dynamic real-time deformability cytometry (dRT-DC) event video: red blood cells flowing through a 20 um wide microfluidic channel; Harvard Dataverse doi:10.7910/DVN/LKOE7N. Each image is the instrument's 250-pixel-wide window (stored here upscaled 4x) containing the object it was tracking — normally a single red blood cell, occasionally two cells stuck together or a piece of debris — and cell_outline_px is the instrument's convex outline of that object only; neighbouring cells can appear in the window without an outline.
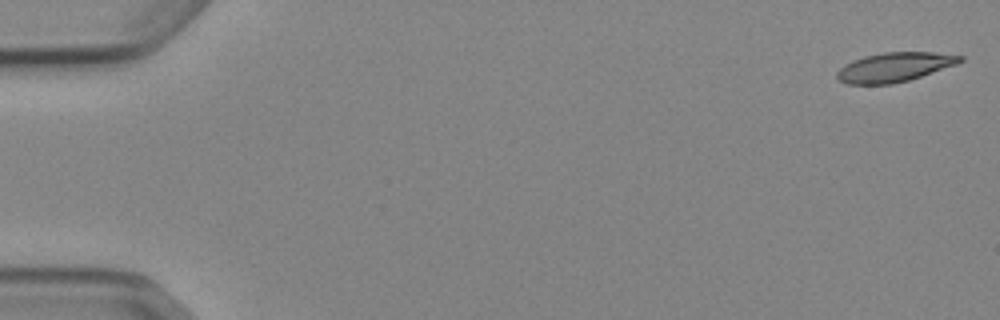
{"species": "Egyptian fruit bat (a non-hibernating species)", "species_latin": "Rousettus aegyptiacus", "temperature_condition": "cold", "stored_images_in_passage": 10, "camera_frame_rate_fps": 3000, "um_per_image_px": 0.085, "animal": {"sex": "female"}, "frame": {"image": 1, "passage_image": 1, "time_ms": 0.0, "image_size_px": [1000, 320], "cell_outline_px": [[964, 60], [956, 64], [908, 80], [892, 84], [848, 84], [836, 80], [836, 72], [844, 64], [852, 60], [864, 56], [884, 52], [932, 52], [964, 56]], "centroid_in_image_um": [75.97, 5.7], "position_along_channel_um": 9.0, "area_um2": 20.98}}